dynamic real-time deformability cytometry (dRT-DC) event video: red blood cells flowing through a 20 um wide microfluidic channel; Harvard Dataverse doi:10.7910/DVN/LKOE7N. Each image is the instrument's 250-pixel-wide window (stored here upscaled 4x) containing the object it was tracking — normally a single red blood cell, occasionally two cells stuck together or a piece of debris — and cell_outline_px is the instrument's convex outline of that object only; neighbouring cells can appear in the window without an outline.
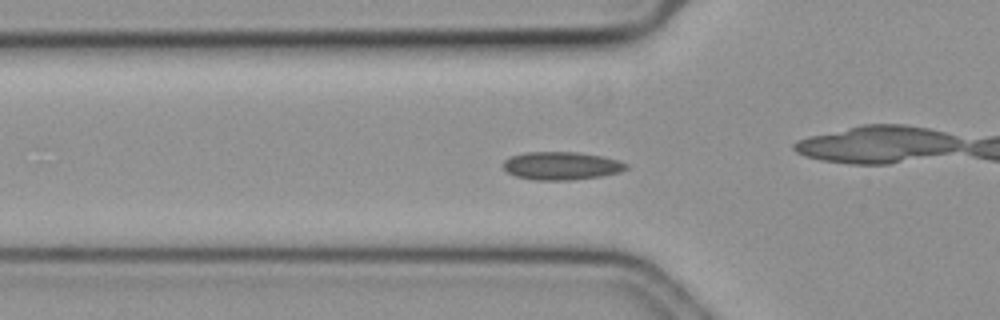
{"species": "common noctule bat (a hibernating species)", "species_latin": "Nyctalus noctula", "temperature_condition": "cold", "stored_images_in_passage": 55, "camera_frame_rate_fps": 3000, "um_per_image_px": 0.085, "animal": {"sex": "female", "body_mass_g": 19.3, "forearm_length_mm": 54.1}, "frame": {"image": 1, "passage_image": 16, "time_ms": 5.0, "image_size_px": [1000, 320], "cell_outline_px": [[628, 168], [620, 172], [600, 176], [572, 180], [532, 180], [516, 176], [508, 172], [504, 168], [504, 160], [512, 156], [528, 152], [576, 152], [600, 156], [620, 160], [628, 164]], "centroid_in_image_um": [47.74, 14.1], "position_along_channel_um": 78.1, "area_um2": 20.0}}
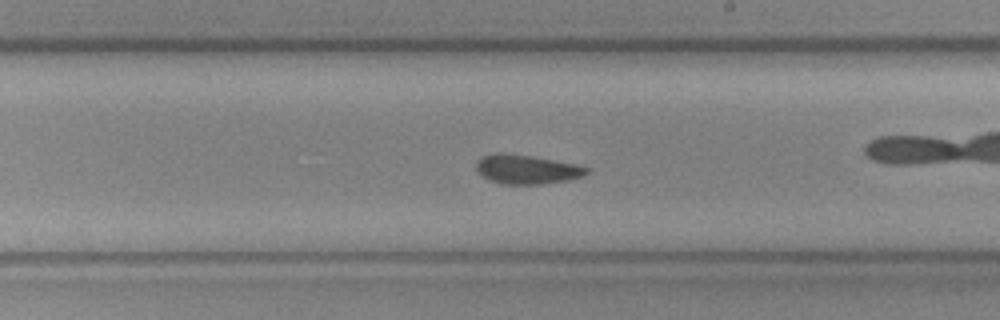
{"frame": {"image": 2, "passage_image": 30, "time_ms": 9.667, "image_size_px": [1000, 320], "cell_outline_px": [[588, 172], [584, 176], [568, 180], [540, 184], [500, 184], [488, 180], [476, 168], [476, 160], [480, 156], [496, 152], [500, 152], [532, 156], [576, 164], [588, 168]], "centroid_in_image_um": [44.74, 14.39], "position_along_channel_um": 244.3, "area_um2": 18.84}}
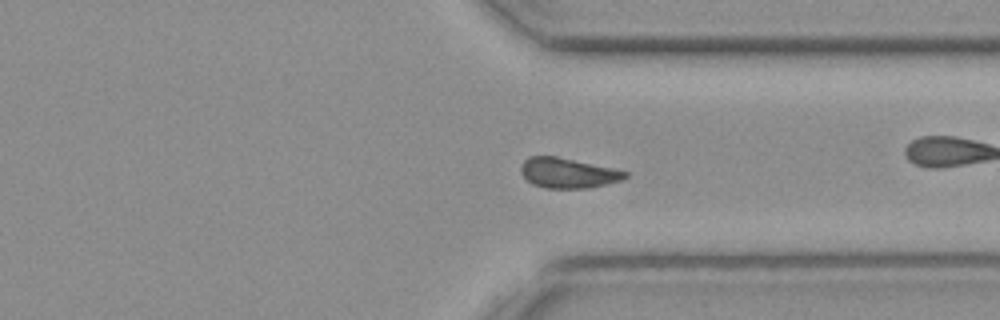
{"frame": {"image": 3, "passage_image": 40, "time_ms": 13.0, "image_size_px": [1000, 320], "cell_outline_px": [[628, 176], [620, 180], [588, 188], [544, 188], [532, 184], [520, 172], [520, 168], [524, 160], [528, 156], [556, 156], [612, 168], [628, 172]], "centroid_in_image_um": [48.23, 14.7], "position_along_channel_um": 363.2, "area_um2": 18.09}}